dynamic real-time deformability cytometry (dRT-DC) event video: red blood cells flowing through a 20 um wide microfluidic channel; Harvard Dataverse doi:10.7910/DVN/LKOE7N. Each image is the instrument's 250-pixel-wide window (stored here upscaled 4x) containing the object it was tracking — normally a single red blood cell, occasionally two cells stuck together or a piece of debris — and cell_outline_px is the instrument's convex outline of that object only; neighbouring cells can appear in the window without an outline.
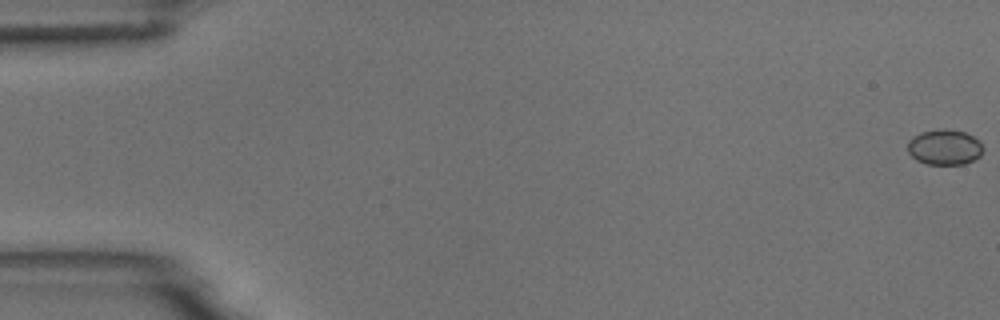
{"species": "common noctule bat (a hibernating species)", "species_latin": "Nyctalus noctula", "temperature_condition": "room temperature", "stored_images_in_passage": 56, "camera_frame_rate_fps": 3000, "um_per_image_px": 0.085, "animal": {"sex": "male", "body_mass_g": 18.8}, "frame": {"image": 1, "passage_image": 1, "time_ms": 0.0, "image_size_px": [1000, 320], "cell_outline_px": [[984, 148], [980, 156], [964, 164], [928, 164], [916, 160], [908, 152], [908, 140], [912, 136], [920, 132], [944, 128], [964, 132], [972, 136]], "centroid_in_image_um": [80.25, 12.5], "position_along_channel_um": 4.7, "area_um2": 15.49}}
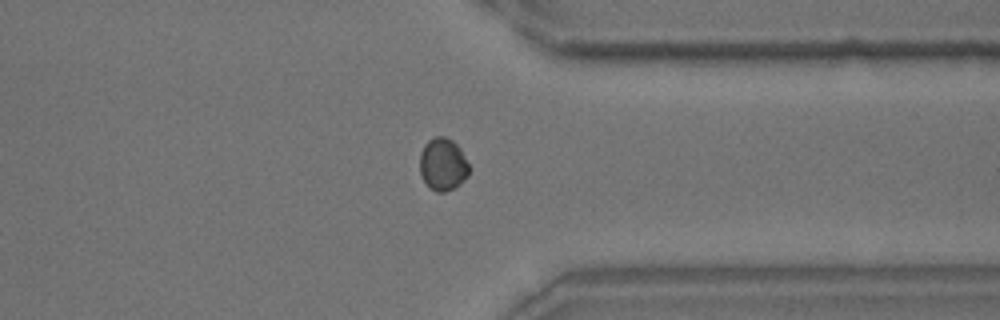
{"frame": {"image": 2, "passage_image": 44, "time_ms": 14.333, "image_size_px": [1000, 320], "cell_outline_px": [[468, 176], [456, 188], [444, 192], [436, 192], [424, 180], [420, 172], [420, 152], [424, 144], [428, 140], [436, 136], [444, 136], [452, 140], [460, 148], [468, 164]], "centroid_in_image_um": [37.64, 13.96], "position_along_channel_um": 373.8, "area_um2": 15.03}}
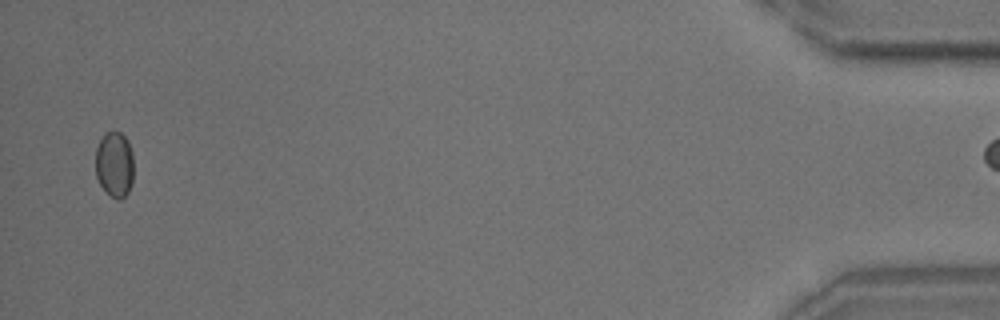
{"frame": {"image": 3, "passage_image": 55, "time_ms": 18.0, "image_size_px": [1000, 320], "cell_outline_px": [[132, 184], [128, 192], [120, 200], [116, 200], [100, 184], [96, 176], [96, 148], [104, 132], [112, 128], [120, 132], [128, 140], [132, 152]], "centroid_in_image_um": [9.73, 13.91], "position_along_channel_um": 425.5, "area_um2": 14.74}}